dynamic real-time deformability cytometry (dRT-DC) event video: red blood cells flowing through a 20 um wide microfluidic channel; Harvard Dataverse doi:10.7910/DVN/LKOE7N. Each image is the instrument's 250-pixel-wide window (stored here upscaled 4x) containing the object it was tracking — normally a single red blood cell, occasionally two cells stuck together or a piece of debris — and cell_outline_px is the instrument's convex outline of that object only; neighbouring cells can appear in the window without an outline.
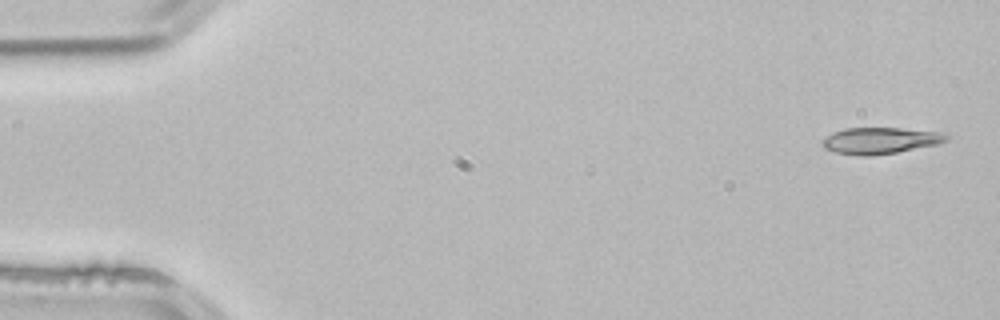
{"species": "common noctule bat (a hibernating species)", "species_latin": "Nyctalus noctula", "temperature_condition": "room temperature", "stored_images_in_passage": 3, "camera_frame_rate_fps": 3000, "um_per_image_px": 0.085, "animal": {"sex": "male", "body_mass_g": 21.5, "forearm_length_mm": 52.0}, "frame": {"image": 1, "passage_image": 1, "time_ms": 0.0, "image_size_px": [1000, 320], "cell_outline_px": [[952, 136], [948, 140], [936, 144], [896, 152], [868, 156], [860, 156], [836, 152], [824, 148], [820, 140], [832, 132], [844, 128], [900, 128], [940, 132]], "centroid_in_image_um": [74.79, 11.94], "position_along_channel_um": 10.2, "area_um2": 19.07}}
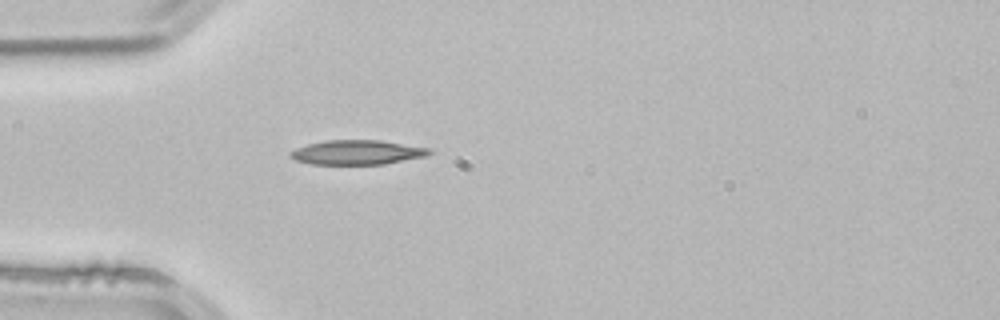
{"frame": {"image": 2, "passage_image": 3, "time_ms": 0.667, "image_size_px": [1000, 320], "cell_outline_px": [[432, 152], [428, 156], [384, 164], [312, 164], [296, 160], [288, 156], [288, 152], [296, 148], [308, 144], [324, 140], [380, 140], [432, 148]], "centroid_in_image_um": [30.38, 12.94], "position_along_channel_um": 54.6, "area_um2": 20.0}}